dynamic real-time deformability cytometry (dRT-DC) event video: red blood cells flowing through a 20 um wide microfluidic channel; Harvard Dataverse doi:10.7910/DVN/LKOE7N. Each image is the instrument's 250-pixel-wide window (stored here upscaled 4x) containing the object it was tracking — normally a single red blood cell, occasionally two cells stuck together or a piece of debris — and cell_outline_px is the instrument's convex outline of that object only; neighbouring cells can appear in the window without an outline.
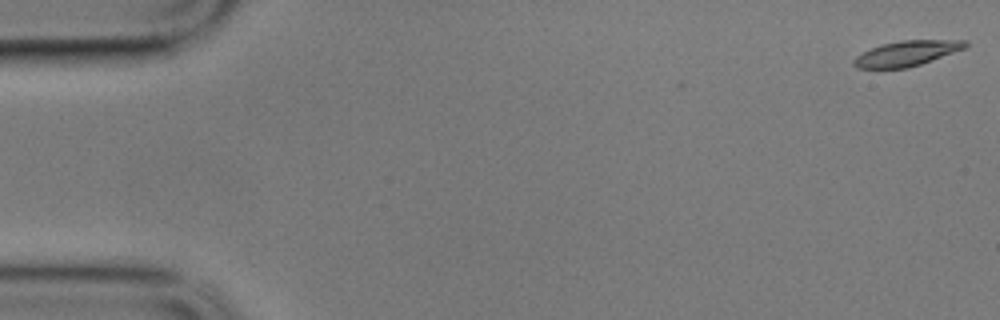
{"species": "common noctule bat (a hibernating species)", "species_latin": "Nyctalus noctula", "temperature_condition": "cold", "stored_images_in_passage": 8, "camera_frame_rate_fps": 3000, "um_per_image_px": 0.085, "animal": {"sex": "male", "body_mass_g": 17.9}, "frame": {"image": 1, "passage_image": 1, "time_ms": 0.0, "image_size_px": [1000, 320], "cell_outline_px": [[968, 44], [964, 48], [920, 64], [908, 68], [856, 68], [852, 64], [852, 60], [856, 56], [872, 48], [884, 44], [900, 40], [968, 40]], "centroid_in_image_um": [77.04, 4.54], "position_along_channel_um": 8.0, "area_um2": 16.13}}